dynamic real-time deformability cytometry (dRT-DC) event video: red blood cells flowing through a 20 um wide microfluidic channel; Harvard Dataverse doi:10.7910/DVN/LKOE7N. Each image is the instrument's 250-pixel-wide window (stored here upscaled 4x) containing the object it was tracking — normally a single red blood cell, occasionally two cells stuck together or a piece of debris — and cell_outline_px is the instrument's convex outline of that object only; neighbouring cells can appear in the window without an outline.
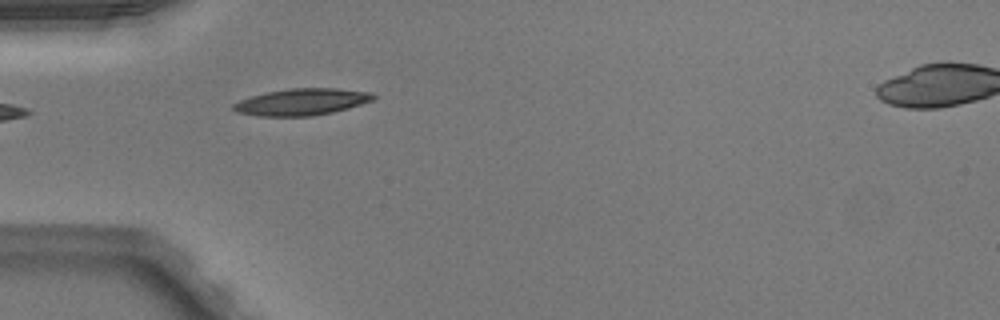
{"species": "Egyptian fruit bat (a non-hibernating species)", "species_latin": "Rousettus aegyptiacus", "temperature_condition": "warm", "stored_images_in_passage": 22, "camera_frame_rate_fps": 3000, "um_per_image_px": 0.085, "animal": {"sex": "male"}, "frame": {"image": 1, "passage_image": 1, "time_ms": 0.0, "image_size_px": [1000, 320], "cell_outline_px": [[376, 96], [372, 100], [348, 108], [332, 112], [312, 116], [260, 116], [236, 112], [232, 108], [232, 104], [240, 100], [252, 96], [268, 92], [288, 88], [336, 88], [372, 92]], "centroid_in_image_um": [25.64, 8.66], "position_along_channel_um": 59.4, "area_um2": 21.68}}
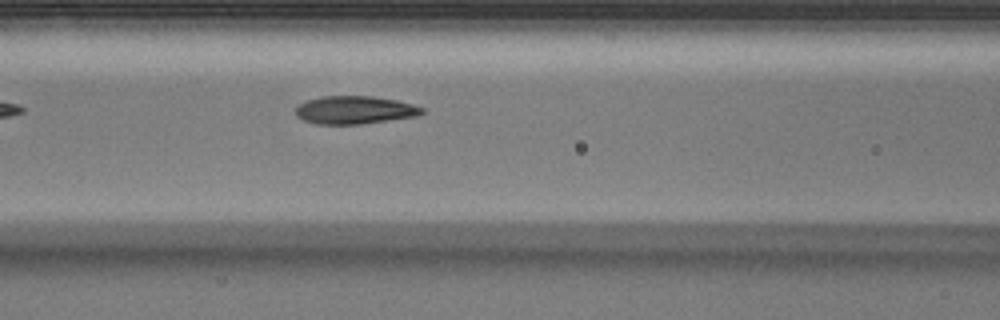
{"frame": {"image": 2, "passage_image": 7, "time_ms": 2.0, "image_size_px": [1000, 320], "cell_outline_px": [[424, 112], [416, 116], [360, 124], [316, 124], [304, 120], [296, 116], [296, 108], [300, 104], [308, 100], [324, 96], [372, 96], [396, 100], [412, 104], [424, 108]], "centroid_in_image_um": [30.15, 9.35], "position_along_channel_um": 136.5, "area_um2": 20.4}}
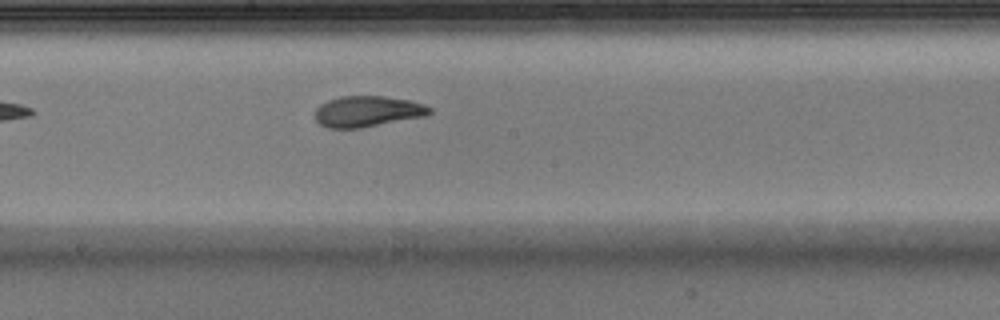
{"frame": {"image": 3, "passage_image": 13, "time_ms": 4.0, "image_size_px": [1000, 320], "cell_outline_px": [[432, 112], [424, 116], [360, 128], [328, 128], [320, 124], [316, 120], [316, 108], [320, 104], [328, 100], [340, 96], [384, 96], [408, 100], [424, 104], [432, 108]], "centroid_in_image_um": [31.22, 9.46], "position_along_channel_um": 217.0, "area_um2": 20.52}}